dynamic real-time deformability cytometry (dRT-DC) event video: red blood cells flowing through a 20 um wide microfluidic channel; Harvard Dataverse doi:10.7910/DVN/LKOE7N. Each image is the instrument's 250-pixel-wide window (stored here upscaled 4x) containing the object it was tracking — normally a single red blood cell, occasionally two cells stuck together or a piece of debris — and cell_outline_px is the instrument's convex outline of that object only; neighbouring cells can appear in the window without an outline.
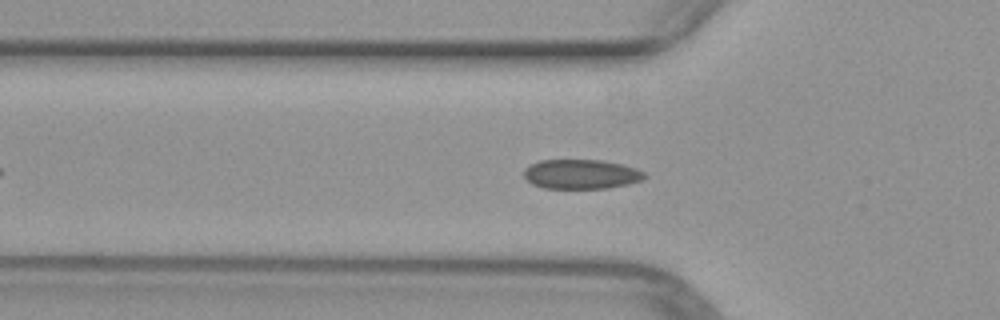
{"species": "common noctule bat (a hibernating species)", "species_latin": "Nyctalus noctula", "temperature_condition": "warm", "stored_images_in_passage": 40, "camera_frame_rate_fps": 3000, "um_per_image_px": 0.085, "animal": {"sex": "female", "body_mass_g": 29.2, "forearm_length_mm": 56.3}, "frame": {"image": 1, "passage_image": 10, "time_ms": 3.0, "image_size_px": [1000, 320], "cell_outline_px": [[648, 176], [640, 180], [628, 184], [608, 188], [544, 188], [532, 184], [524, 176], [524, 168], [540, 160], [604, 160], [624, 164], [636, 168], [644, 172]], "centroid_in_image_um": [49.42, 14.8], "position_along_channel_um": 76.4, "area_um2": 20.81}}
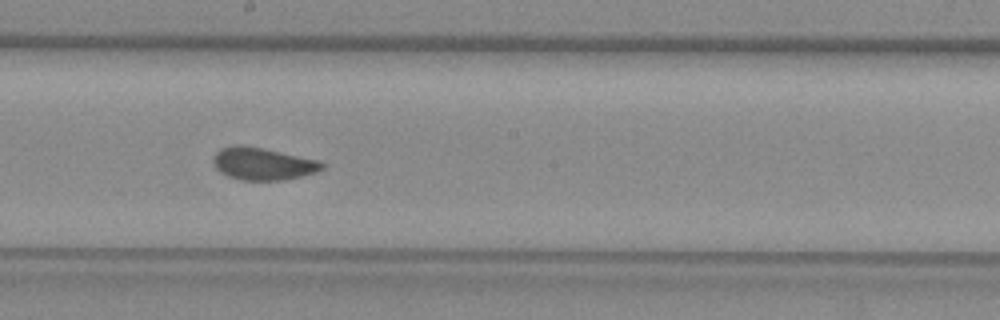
{"frame": {"image": 2, "passage_image": 21, "time_ms": 6.667, "image_size_px": [1000, 320], "cell_outline_px": [[324, 168], [316, 172], [284, 180], [240, 180], [228, 176], [220, 172], [216, 168], [212, 160], [216, 152], [220, 148], [260, 148], [320, 160], [324, 164]], "centroid_in_image_um": [22.38, 13.97], "position_along_channel_um": 225.8, "area_um2": 19.83}}
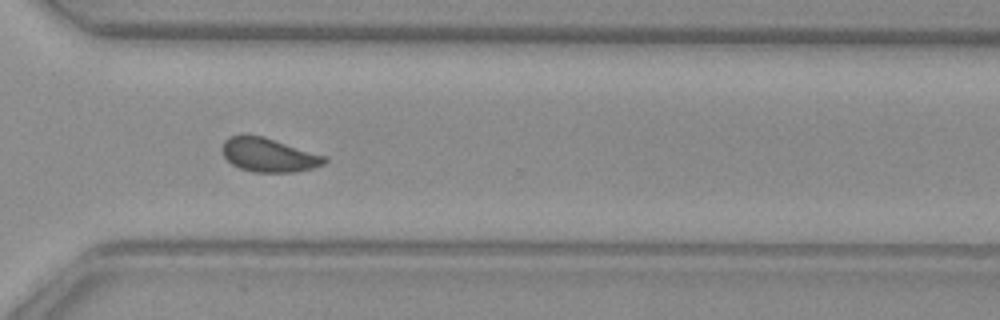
{"frame": {"image": 3, "passage_image": 30, "time_ms": 9.667, "image_size_px": [1000, 320], "cell_outline_px": [[328, 160], [324, 164], [312, 168], [292, 172], [252, 172], [240, 168], [232, 164], [220, 152], [220, 148], [224, 140], [228, 136], [264, 136], [328, 156]], "centroid_in_image_um": [22.85, 13.17], "position_along_channel_um": 347.8, "area_um2": 20.35}}